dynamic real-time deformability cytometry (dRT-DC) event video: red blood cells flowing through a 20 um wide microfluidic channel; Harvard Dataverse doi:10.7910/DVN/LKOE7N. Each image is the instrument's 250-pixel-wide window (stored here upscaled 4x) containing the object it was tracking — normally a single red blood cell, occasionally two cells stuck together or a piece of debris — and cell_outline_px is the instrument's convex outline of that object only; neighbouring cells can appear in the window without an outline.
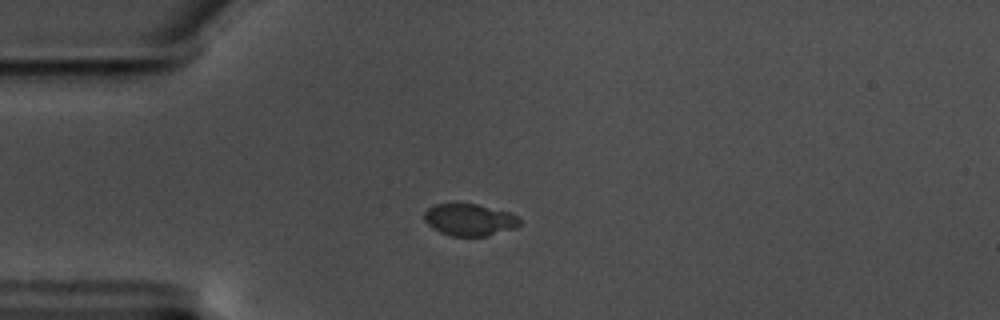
{"species": "common noctule bat (a hibernating species)", "species_latin": "Nyctalus noctula", "temperature_condition": "warm", "stored_images_in_passage": 44, "camera_frame_rate_fps": 3000, "um_per_image_px": 0.085, "animal": {"sex": "male", "body_mass_g": 17.5, "forearm_length_mm": 52.3}, "frame": {"image": 1, "passage_image": 1, "time_ms": 0.0, "image_size_px": [1000, 320], "cell_outline_px": [[520, 224], [516, 228], [488, 236], [452, 236], [440, 232], [432, 228], [424, 220], [424, 212], [428, 208], [436, 204], [476, 204], [508, 212], [516, 216], [520, 220]], "centroid_in_image_um": [39.9, 18.69], "position_along_channel_um": 45.1, "area_um2": 17.69}}
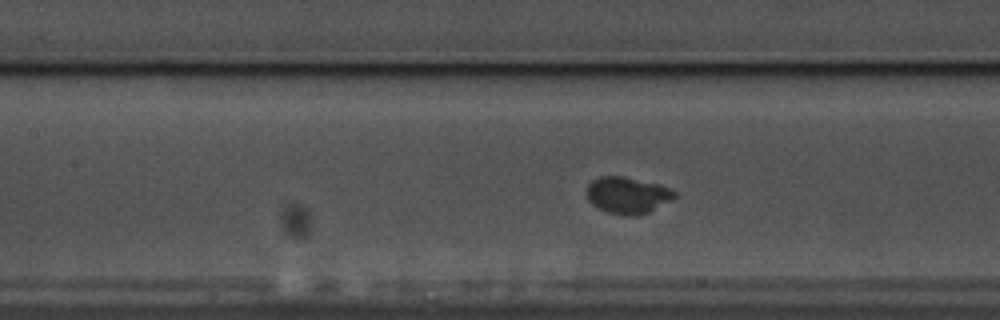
{"frame": {"image": 2, "passage_image": 12, "time_ms": 3.667, "image_size_px": [1000, 320], "cell_outline_px": [[676, 196], [648, 212], [640, 216], [624, 216], [608, 212], [592, 204], [588, 200], [588, 184], [592, 180], [600, 176], [624, 176], [660, 184], [676, 192]], "centroid_in_image_um": [53.33, 16.59], "position_along_channel_um": 154.1, "area_um2": 18.61}}
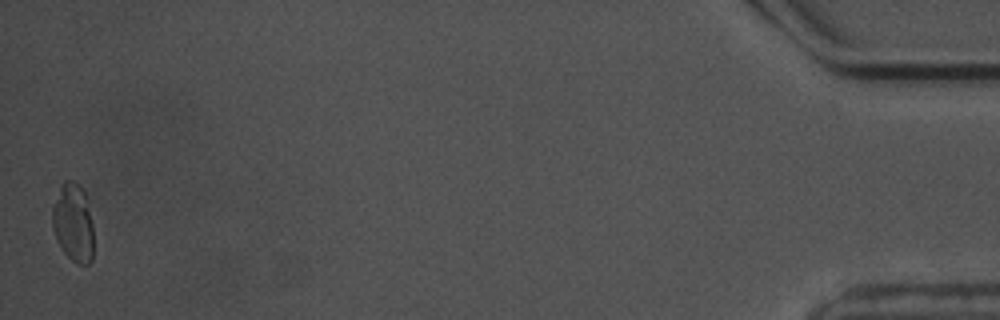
{"frame": {"image": 3, "passage_image": 44, "time_ms": 14.333, "image_size_px": [1000, 320], "cell_outline_px": [[92, 260], [88, 264], [76, 264], [64, 252], [52, 228], [52, 208], [60, 184], [64, 180], [72, 180], [84, 192], [92, 224]], "centroid_in_image_um": [6.2, 18.93], "position_along_channel_um": 429.0, "area_um2": 18.5}, "authors_computed_cell_mechanics": {"area_um2": 18.496, "velocity_mm_per_s": 3.4788, "shape_relaxation_time_tau1_ms": 3.0777, "shape_relaxation_time_tau2_ms": null, "deformation_change_tau1": 0.1712, "deformation_change_tau2": null}}